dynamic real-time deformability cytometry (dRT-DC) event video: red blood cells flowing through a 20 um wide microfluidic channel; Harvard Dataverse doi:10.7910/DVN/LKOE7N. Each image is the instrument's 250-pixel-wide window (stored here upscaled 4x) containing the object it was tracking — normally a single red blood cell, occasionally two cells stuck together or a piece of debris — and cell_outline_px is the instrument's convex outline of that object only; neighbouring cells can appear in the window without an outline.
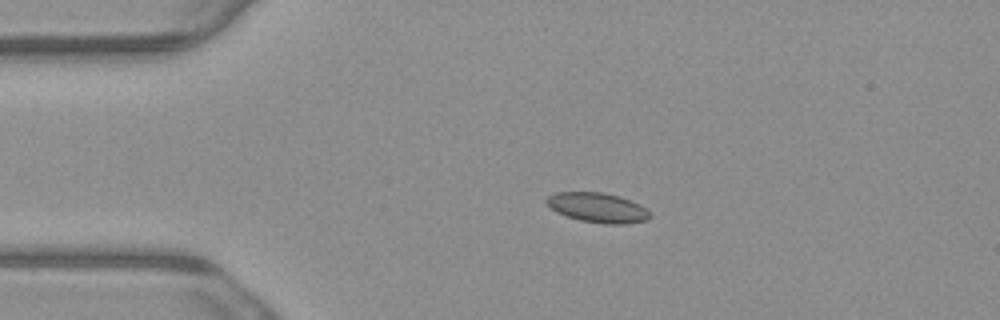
{"species": "common noctule bat (a hibernating species)", "species_latin": "Nyctalus noctula", "temperature_condition": "warm", "stored_images_in_passage": 5, "camera_frame_rate_fps": 3000, "um_per_image_px": 0.085, "animal": {"sex": "male", "body_mass_g": 23.1, "forearm_length_mm": 52.7}, "frame": {"image": 1, "passage_image": 4, "time_ms": 1.0, "image_size_px": [1000, 320], "cell_outline_px": [[652, 216], [648, 220], [628, 224], [604, 224], [580, 220], [556, 212], [544, 200], [548, 196], [556, 192], [604, 192], [620, 196], [632, 200], [640, 204]], "centroid_in_image_um": [50.83, 17.65], "position_along_channel_um": 34.2, "area_um2": 18.03}}